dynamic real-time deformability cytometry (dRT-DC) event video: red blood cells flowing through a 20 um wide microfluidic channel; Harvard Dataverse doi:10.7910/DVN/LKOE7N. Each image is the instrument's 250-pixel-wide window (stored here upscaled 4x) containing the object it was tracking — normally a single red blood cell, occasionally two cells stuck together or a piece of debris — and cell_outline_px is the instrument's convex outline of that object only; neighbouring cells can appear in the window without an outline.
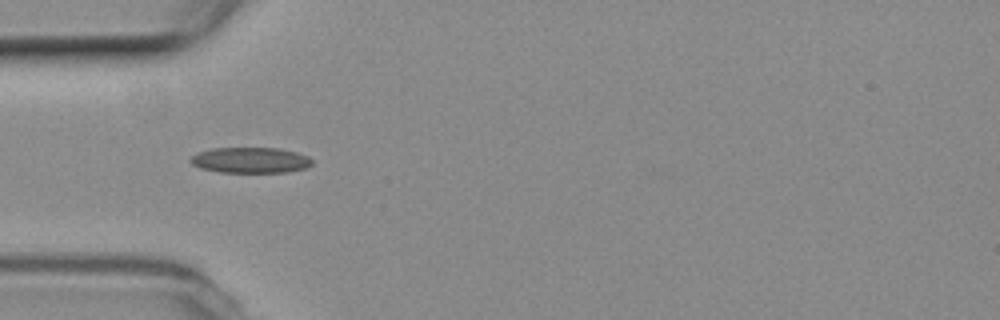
{"species": "common noctule bat (a hibernating species)", "species_latin": "Nyctalus noctula", "temperature_condition": "room temperature", "stored_images_in_passage": 13, "camera_frame_rate_fps": 3000, "um_per_image_px": 0.085, "animal": {"sex": "female", "body_mass_g": 19.3, "forearm_length_mm": 54.1}, "frame": {"image": 1, "passage_image": 4, "time_ms": 1.0, "image_size_px": [1000, 320], "cell_outline_px": [[312, 164], [304, 168], [288, 172], [220, 172], [200, 168], [192, 164], [188, 160], [196, 152], [212, 148], [280, 148], [296, 152], [308, 156], [312, 160]], "centroid_in_image_um": [21.26, 13.61], "position_along_channel_um": 63.7, "area_um2": 18.26}}